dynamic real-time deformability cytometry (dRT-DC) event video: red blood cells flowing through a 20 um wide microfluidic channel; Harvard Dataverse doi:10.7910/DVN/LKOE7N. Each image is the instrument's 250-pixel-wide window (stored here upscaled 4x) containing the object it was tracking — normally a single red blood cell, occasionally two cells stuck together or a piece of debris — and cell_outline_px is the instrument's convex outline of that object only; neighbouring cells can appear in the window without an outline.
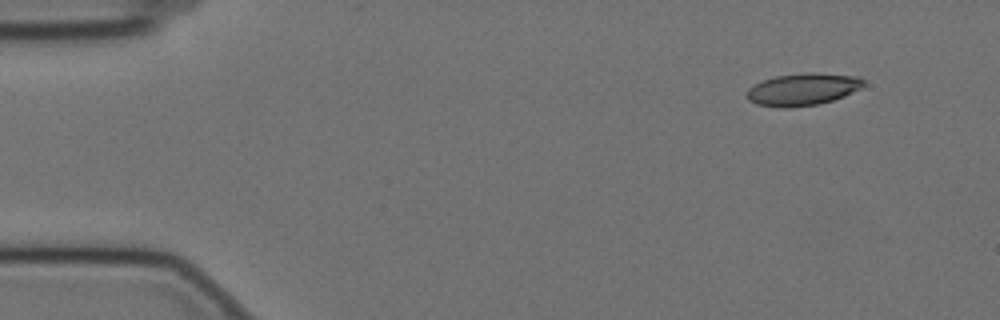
{"species": "Egyptian fruit bat (a non-hibernating species)", "species_latin": "Rousettus aegyptiacus", "temperature_condition": "cold", "stored_images_in_passage": 9, "camera_frame_rate_fps": 3000, "um_per_image_px": 0.085, "animal": {"sex": "female"}, "frame": {"image": 1, "passage_image": 1, "time_ms": 0.0, "image_size_px": [1000, 320], "cell_outline_px": [[864, 84], [860, 88], [844, 96], [832, 100], [816, 104], [792, 108], [784, 108], [756, 104], [748, 100], [748, 88], [764, 80], [776, 76], [808, 72], [812, 72], [860, 76], [864, 80]], "centroid_in_image_um": [68.25, 7.59], "position_along_channel_um": 16.7, "area_um2": 21.79}}